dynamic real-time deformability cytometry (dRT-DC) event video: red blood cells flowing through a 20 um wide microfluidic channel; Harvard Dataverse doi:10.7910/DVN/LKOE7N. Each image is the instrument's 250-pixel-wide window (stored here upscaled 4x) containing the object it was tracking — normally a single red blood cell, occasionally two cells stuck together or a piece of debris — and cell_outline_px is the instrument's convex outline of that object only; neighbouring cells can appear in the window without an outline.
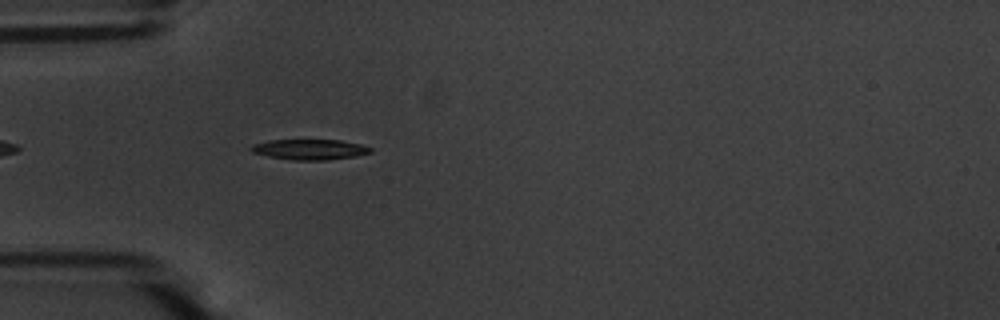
{"species": "common noctule bat (a hibernating species)", "species_latin": "Nyctalus noctula", "temperature_condition": "warm", "stored_images_in_passage": 6, "camera_frame_rate_fps": 3000, "um_per_image_px": 0.085, "animal": {"sex": "male", "body_mass_g": 20.1, "forearm_length_mm": 53.5}, "frame": {"image": 1, "passage_image": 1, "time_ms": 0.0, "image_size_px": [1000, 320], "cell_outline_px": [[372, 152], [356, 156], [328, 160], [292, 160], [268, 156], [252, 152], [248, 148], [252, 144], [268, 140], [340, 140], [360, 144], [372, 148]], "centroid_in_image_um": [26.3, 12.7], "position_along_channel_um": 58.7, "area_um2": 14.28}}